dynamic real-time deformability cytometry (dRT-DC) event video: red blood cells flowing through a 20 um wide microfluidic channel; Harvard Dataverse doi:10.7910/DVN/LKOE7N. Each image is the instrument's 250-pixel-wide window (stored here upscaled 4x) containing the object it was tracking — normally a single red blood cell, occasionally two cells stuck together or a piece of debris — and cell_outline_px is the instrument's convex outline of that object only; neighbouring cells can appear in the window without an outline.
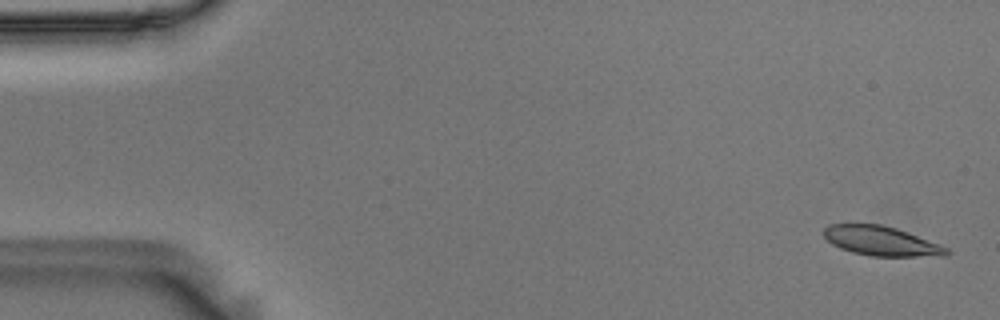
{"species": "Egyptian fruit bat (a non-hibernating species)", "species_latin": "Rousettus aegyptiacus", "temperature_condition": "room temperature", "stored_images_in_passage": 55, "camera_frame_rate_fps": 3000, "um_per_image_px": 0.085, "animal": {"sex": "male"}, "frame": {"image": 1, "passage_image": 2, "time_ms": 0.333, "image_size_px": [1000, 320], "cell_outline_px": [[952, 252], [948, 256], [872, 256], [852, 252], [840, 248], [832, 244], [824, 236], [824, 228], [828, 224], [880, 224], [896, 228], [948, 248]], "centroid_in_image_um": [74.9, 20.49], "position_along_channel_um": 10.1, "area_um2": 20.92}}
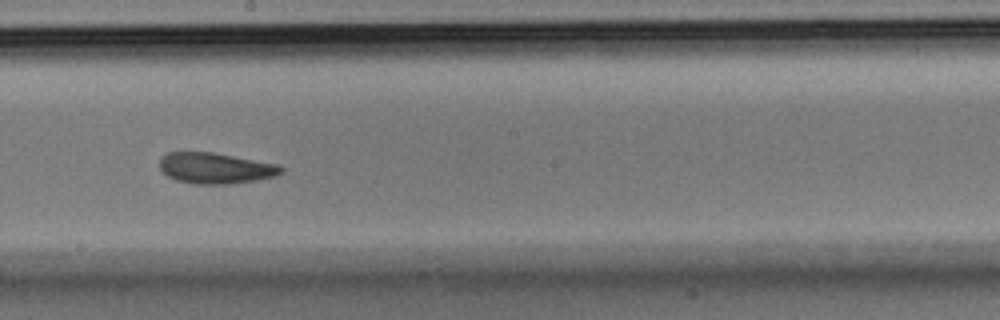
{"frame": {"image": 2, "passage_image": 31, "time_ms": 10.0, "image_size_px": [1000, 320], "cell_outline_px": [[284, 172], [276, 176], [256, 180], [232, 184], [196, 184], [176, 180], [168, 176], [160, 168], [160, 160], [168, 152], [212, 152], [280, 164], [284, 168]], "centroid_in_image_um": [18.38, 14.3], "position_along_channel_um": 229.8, "area_um2": 21.96}}
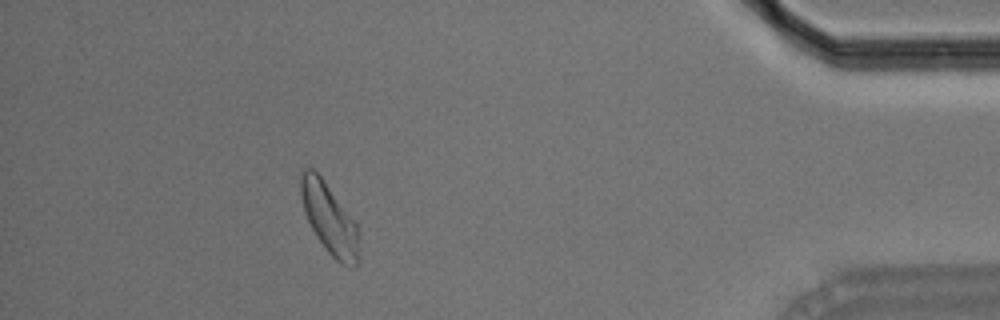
{"frame": {"image": 3, "passage_image": 50, "time_ms": 16.333, "image_size_px": [1000, 320], "cell_outline_px": [[356, 264], [352, 268], [336, 260], [324, 248], [316, 236], [304, 212], [300, 196], [300, 172], [304, 168], [312, 168], [324, 180], [356, 224]], "centroid_in_image_um": [27.9, 18.52], "position_along_channel_um": 407.3, "area_um2": 23.12}, "authors_computed_cell_mechanics": {"area_um2": 22.0218, "velocity_mm_per_s": 3.606, "shape_relaxation_time_tau1_ms": 3.4736, "shape_relaxation_time_tau2_ms": 3.0941, "deformation_change_tau1": 0.1404, "deformation_change_tau2": 0.1019}}